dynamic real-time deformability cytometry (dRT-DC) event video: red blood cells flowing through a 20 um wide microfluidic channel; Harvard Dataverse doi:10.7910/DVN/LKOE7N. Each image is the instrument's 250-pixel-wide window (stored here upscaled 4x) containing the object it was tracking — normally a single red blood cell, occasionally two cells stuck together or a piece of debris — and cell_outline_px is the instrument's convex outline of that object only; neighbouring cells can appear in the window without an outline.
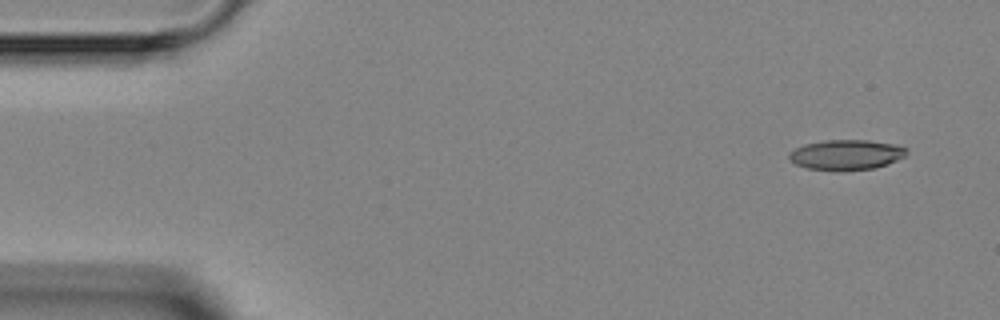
{"species": "Egyptian fruit bat (a non-hibernating species)", "species_latin": "Rousettus aegyptiacus", "temperature_condition": "room temperature", "stored_images_in_passage": 5, "camera_frame_rate_fps": 3000, "um_per_image_px": 0.085, "animal": {"sex": "female"}, "frame": {"image": 1, "passage_image": 1, "time_ms": 0.0, "image_size_px": [1000, 320], "cell_outline_px": [[908, 152], [904, 156], [888, 164], [876, 168], [840, 172], [808, 168], [796, 164], [788, 156], [796, 148], [804, 144], [824, 140], [868, 140], [896, 144], [908, 148]], "centroid_in_image_um": [71.98, 13.16], "position_along_channel_um": 13.0, "area_um2": 20.87}}
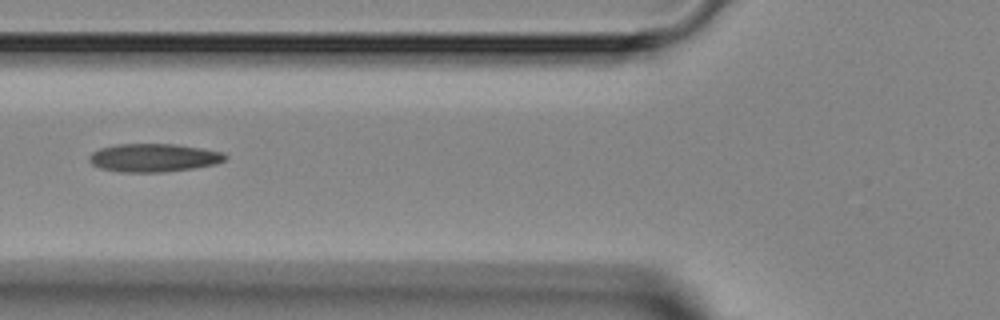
{"frame": {"image": 2, "passage_image": 4, "time_ms": 5.0, "image_size_px": [1000, 320], "cell_outline_px": [[228, 156], [224, 160], [216, 164], [192, 168], [164, 172], [120, 172], [100, 168], [92, 164], [88, 160], [88, 156], [92, 152], [100, 148], [116, 144], [176, 144], [224, 152]], "centroid_in_image_um": [13.04, 13.4], "position_along_channel_um": 112.8, "area_um2": 22.43}}
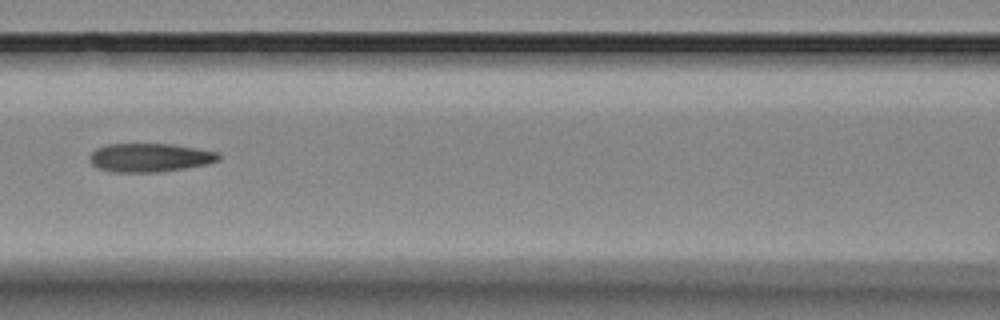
{"frame": {"image": 3, "passage_image": 5, "time_ms": 6.0, "image_size_px": [1000, 320], "cell_outline_px": [[220, 160], [208, 164], [184, 168], [156, 172], [112, 172], [96, 168], [88, 160], [88, 156], [96, 148], [108, 144], [172, 144], [220, 152]], "centroid_in_image_um": [12.71, 13.39], "position_along_channel_um": 153.9, "area_um2": 21.68}}